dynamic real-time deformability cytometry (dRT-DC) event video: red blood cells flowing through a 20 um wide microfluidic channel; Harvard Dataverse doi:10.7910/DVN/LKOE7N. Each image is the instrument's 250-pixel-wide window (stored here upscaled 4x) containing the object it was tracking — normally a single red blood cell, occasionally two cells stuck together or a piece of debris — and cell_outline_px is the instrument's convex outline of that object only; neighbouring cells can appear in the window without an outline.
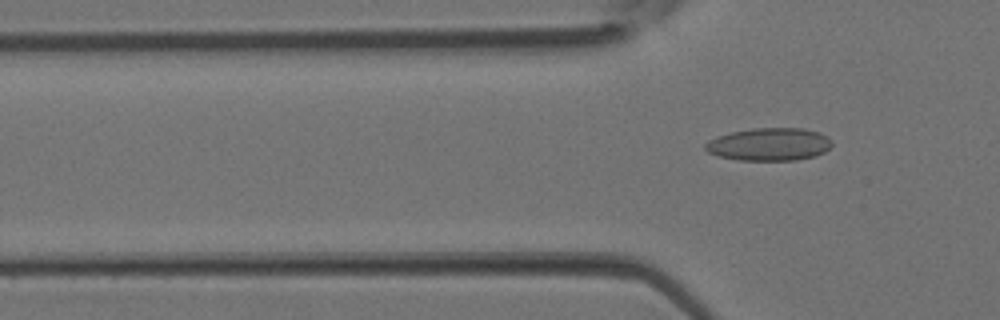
{"species": "Egyptian fruit bat (a non-hibernating species)", "species_latin": "Rousettus aegyptiacus", "temperature_condition": "room temperature", "stored_images_in_passage": 4, "camera_frame_rate_fps": 3000, "um_per_image_px": 0.085, "animal": {"sex": "female"}, "frame": {"image": 1, "passage_image": 4, "time_ms": 1.0, "image_size_px": [1000, 320], "cell_outline_px": [[832, 144], [824, 152], [816, 156], [796, 160], [740, 160], [720, 156], [708, 152], [704, 148], [704, 144], [708, 140], [716, 136], [732, 132], [752, 128], [804, 128], [820, 132], [828, 136], [832, 140]], "centroid_in_image_um": [65.4, 12.26], "position_along_channel_um": 60.4, "area_um2": 24.33}}